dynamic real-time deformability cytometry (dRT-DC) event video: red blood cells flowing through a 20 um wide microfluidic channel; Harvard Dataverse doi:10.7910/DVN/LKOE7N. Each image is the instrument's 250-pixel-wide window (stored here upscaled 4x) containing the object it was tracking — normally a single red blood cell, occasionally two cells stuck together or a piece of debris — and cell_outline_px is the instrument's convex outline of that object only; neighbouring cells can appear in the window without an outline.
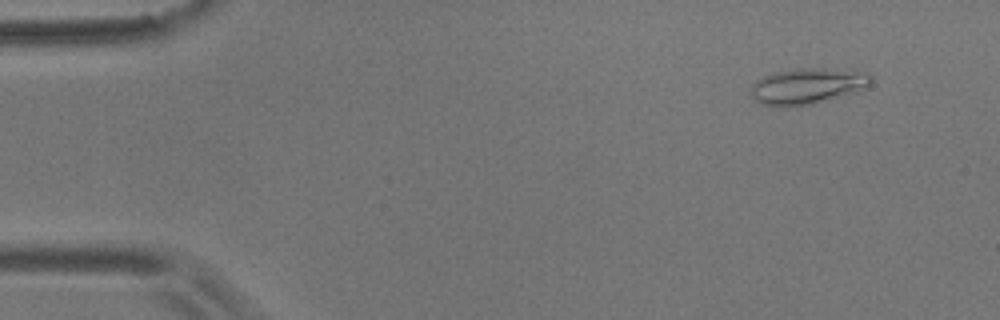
{"species": "common noctule bat (a hibernating species)", "species_latin": "Nyctalus noctula", "temperature_condition": "room temperature", "stored_images_in_passage": 52, "camera_frame_rate_fps": 3000, "um_per_image_px": 0.085, "animal": {"sex": "male", "body_mass_g": 17.9}, "frame": {"image": 1, "passage_image": 5, "time_ms": 1.333, "image_size_px": [1000, 320], "cell_outline_px": [[872, 84], [852, 92], [812, 104], [784, 108], [760, 104], [748, 92], [752, 84], [756, 80], [772, 72], [804, 68], [824, 68], [872, 76]], "centroid_in_image_um": [68.47, 7.35], "position_along_channel_um": 16.5, "area_um2": 24.68}}
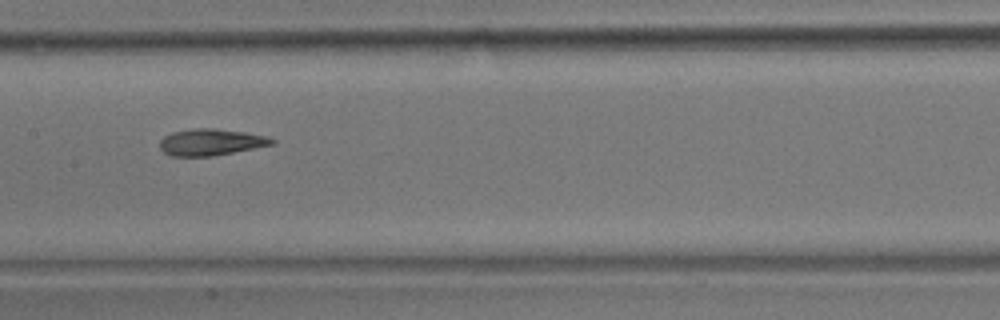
{"frame": {"image": 2, "passage_image": 28, "time_ms": 9.0, "image_size_px": [1000, 320], "cell_outline_px": [[276, 144], [212, 156], [172, 156], [164, 152], [160, 148], [160, 140], [164, 136], [172, 132], [196, 128], [216, 128], [244, 132], [268, 136], [276, 140]], "centroid_in_image_um": [17.95, 12.08], "position_along_channel_um": 189.4, "area_um2": 17.4}}
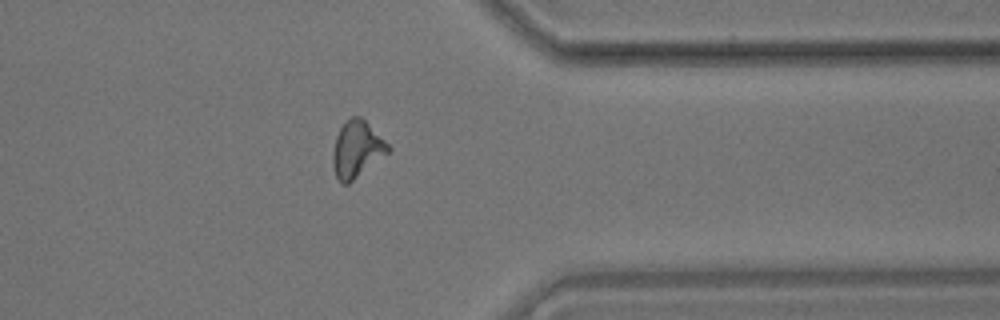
{"frame": {"image": 3, "passage_image": 45, "time_ms": 14.667, "image_size_px": [1000, 320], "cell_outline_px": [[392, 148], [388, 152], [348, 184], [340, 184], [336, 176], [332, 164], [332, 152], [336, 136], [340, 128], [352, 116], [360, 116]], "centroid_in_image_um": [30.29, 12.71], "position_along_channel_um": 381.1, "area_um2": 17.86}, "authors_computed_cell_mechanics": {"area_um2": 17.8602, "velocity_mm_per_s": 3.5502, "shape_relaxation_time_tau1_ms": null, "shape_relaxation_time_tau2_ms": 2.6804, "deformation_change_tau1": null, "deformation_change_tau2": 0.1082}}